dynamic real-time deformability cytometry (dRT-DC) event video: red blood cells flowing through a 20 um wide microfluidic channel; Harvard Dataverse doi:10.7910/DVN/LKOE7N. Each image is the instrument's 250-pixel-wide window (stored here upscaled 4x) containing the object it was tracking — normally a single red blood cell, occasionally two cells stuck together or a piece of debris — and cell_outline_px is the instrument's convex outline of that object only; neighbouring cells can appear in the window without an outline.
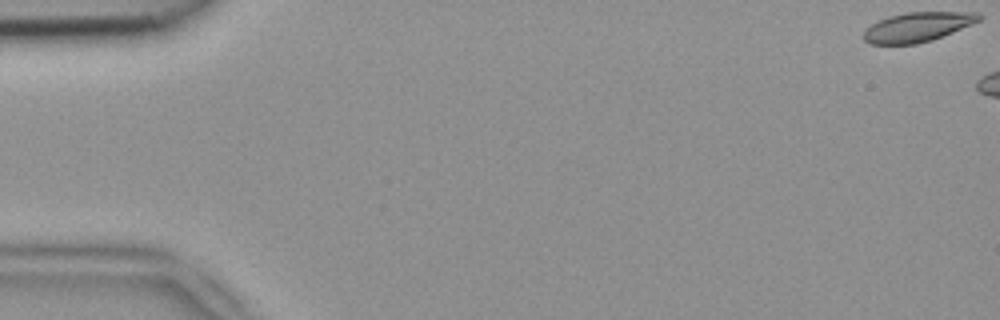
{"species": "common noctule bat (a hibernating species)", "species_latin": "Nyctalus noctula", "temperature_condition": "room temperature", "stored_images_in_passage": 6, "camera_frame_rate_fps": 3000, "um_per_image_px": 0.085, "animal": {"sex": "female", "body_mass_g": 18.4}, "frame": {"image": 1, "passage_image": 1, "time_ms": 0.0, "image_size_px": [1000, 320], "cell_outline_px": [[984, 16], [980, 20], [972, 24], [932, 40], [916, 44], [872, 44], [864, 40], [864, 32], [872, 24], [888, 16], [904, 12], [980, 12]], "centroid_in_image_um": [78.03, 2.28], "position_along_channel_um": 7.0, "area_um2": 19.77}}